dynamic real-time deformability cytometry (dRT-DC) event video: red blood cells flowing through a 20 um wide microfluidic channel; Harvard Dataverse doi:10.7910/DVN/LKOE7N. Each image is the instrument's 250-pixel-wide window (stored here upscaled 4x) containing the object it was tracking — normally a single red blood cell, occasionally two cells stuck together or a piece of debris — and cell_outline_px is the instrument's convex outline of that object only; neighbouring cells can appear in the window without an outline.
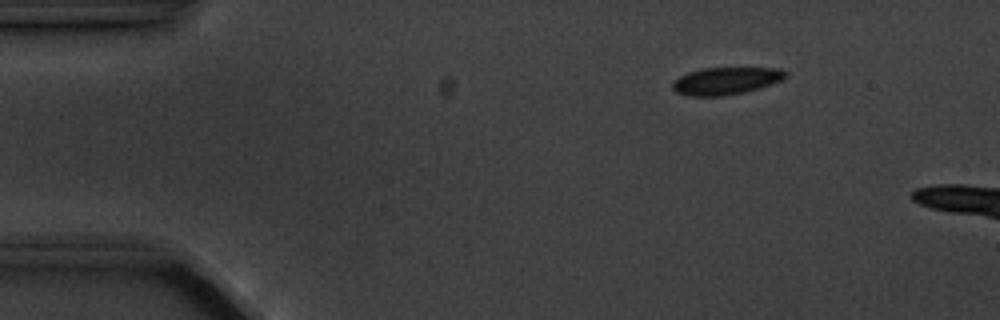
{"species": "common noctule bat (a hibernating species)", "species_latin": "Nyctalus noctula", "temperature_condition": "cold", "stored_images_in_passage": 4, "camera_frame_rate_fps": 3000, "um_per_image_px": 0.085, "animal": {"sex": "male", "body_mass_g": 20.1, "forearm_length_mm": 53.5}, "frame": {"image": 1, "passage_image": 2, "time_ms": 1.333, "image_size_px": [1000, 320], "cell_outline_px": [[788, 76], [780, 80], [760, 88], [744, 92], [724, 96], [688, 96], [676, 92], [672, 88], [672, 80], [688, 72], [700, 68], [780, 68], [788, 72]], "centroid_in_image_um": [61.68, 6.87], "position_along_channel_um": 23.3, "area_um2": 18.15}}